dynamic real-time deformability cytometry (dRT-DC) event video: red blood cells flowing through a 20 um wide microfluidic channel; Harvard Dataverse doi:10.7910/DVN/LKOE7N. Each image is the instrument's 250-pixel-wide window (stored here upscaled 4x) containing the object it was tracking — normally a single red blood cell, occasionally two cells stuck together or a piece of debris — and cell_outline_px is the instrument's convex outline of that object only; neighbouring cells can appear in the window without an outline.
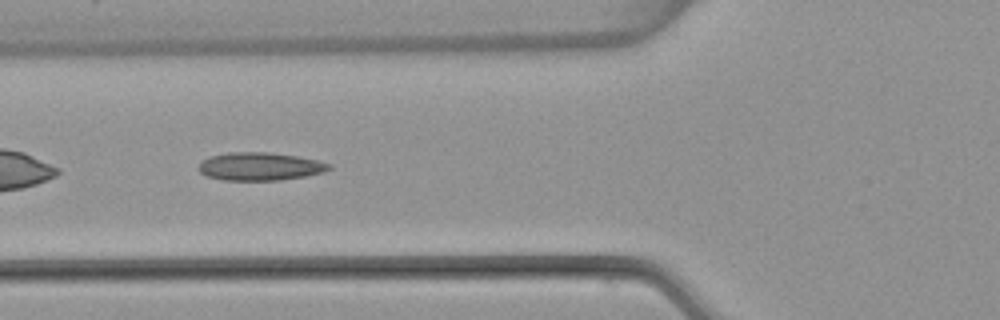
{"species": "common noctule bat (a hibernating species)", "species_latin": "Nyctalus noctula", "temperature_condition": "warm", "stored_images_in_passage": 22, "camera_frame_rate_fps": 3000, "um_per_image_px": 0.085, "animal": {"sex": "female", "body_mass_g": 22.7, "forearm_length_mm": 54.2}, "frame": {"image": 1, "passage_image": 4, "time_ms": 1.0, "image_size_px": [1000, 320], "cell_outline_px": [[332, 168], [324, 172], [304, 176], [280, 180], [224, 180], [208, 176], [200, 172], [200, 164], [208, 156], [228, 152], [268, 152], [296, 156], [316, 160], [332, 164]], "centroid_in_image_um": [22.12, 14.14], "position_along_channel_um": 103.7, "area_um2": 21.15}}
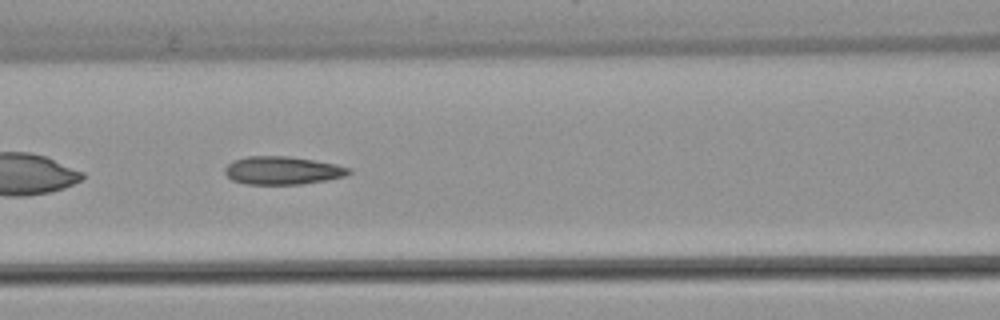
{"frame": {"image": 2, "passage_image": 7, "time_ms": 2.0, "image_size_px": [1000, 320], "cell_outline_px": [[352, 172], [344, 176], [328, 180], [300, 184], [248, 184], [232, 180], [224, 172], [224, 168], [232, 160], [248, 156], [288, 156], [336, 164], [352, 168]], "centroid_in_image_um": [24.01, 14.48], "position_along_channel_um": 142.6, "area_um2": 20.29}}